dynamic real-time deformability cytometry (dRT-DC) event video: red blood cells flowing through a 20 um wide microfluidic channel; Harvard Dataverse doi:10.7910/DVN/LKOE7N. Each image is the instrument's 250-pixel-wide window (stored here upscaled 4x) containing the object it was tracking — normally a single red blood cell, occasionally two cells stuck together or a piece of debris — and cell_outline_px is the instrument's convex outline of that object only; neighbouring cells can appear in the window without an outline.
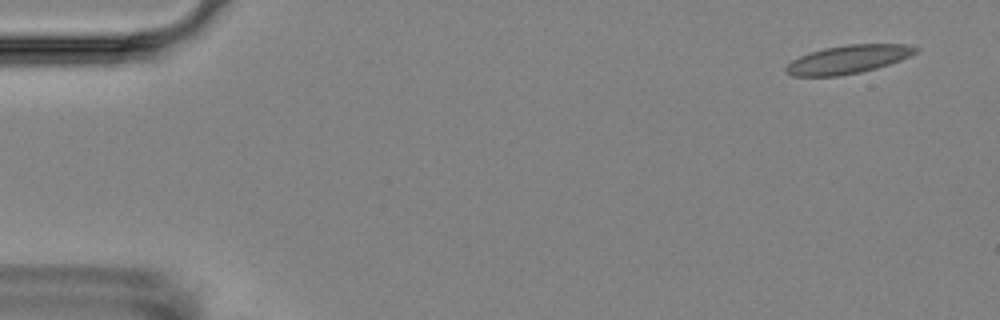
{"species": "Egyptian fruit bat (a non-hibernating species)", "species_latin": "Rousettus aegyptiacus", "temperature_condition": "room temperature", "stored_images_in_passage": 4, "camera_frame_rate_fps": 3000, "um_per_image_px": 0.085, "animal": {"sex": "female"}, "frame": {"image": 1, "passage_image": 1, "time_ms": 0.0, "image_size_px": [1000, 320], "cell_outline_px": [[920, 48], [912, 56], [876, 68], [860, 72], [840, 76], [792, 76], [784, 72], [784, 68], [792, 60], [800, 56], [824, 48], [848, 44], [908, 44]], "centroid_in_image_um": [72.09, 5.05], "position_along_channel_um": 12.9, "area_um2": 21.44}}